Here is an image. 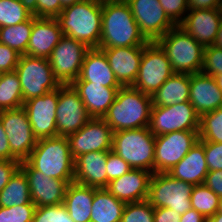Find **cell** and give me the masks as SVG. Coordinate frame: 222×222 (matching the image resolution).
Instances as JSON below:
<instances>
[{
	"mask_svg": "<svg viewBox=\"0 0 222 222\" xmlns=\"http://www.w3.org/2000/svg\"><path fill=\"white\" fill-rule=\"evenodd\" d=\"M148 42L125 0L102 4V31L98 48L145 46Z\"/></svg>",
	"mask_w": 222,
	"mask_h": 222,
	"instance_id": "6da1fadb",
	"label": "cell"
},
{
	"mask_svg": "<svg viewBox=\"0 0 222 222\" xmlns=\"http://www.w3.org/2000/svg\"><path fill=\"white\" fill-rule=\"evenodd\" d=\"M152 109L150 95L133 86H121L103 120L113 132L149 127Z\"/></svg>",
	"mask_w": 222,
	"mask_h": 222,
	"instance_id": "7a4b0ae2",
	"label": "cell"
},
{
	"mask_svg": "<svg viewBox=\"0 0 222 222\" xmlns=\"http://www.w3.org/2000/svg\"><path fill=\"white\" fill-rule=\"evenodd\" d=\"M63 35L98 48L102 31V4L85 0L62 9L56 17Z\"/></svg>",
	"mask_w": 222,
	"mask_h": 222,
	"instance_id": "3957f363",
	"label": "cell"
},
{
	"mask_svg": "<svg viewBox=\"0 0 222 222\" xmlns=\"http://www.w3.org/2000/svg\"><path fill=\"white\" fill-rule=\"evenodd\" d=\"M26 161L47 177L74 181L75 160L67 137L38 139Z\"/></svg>",
	"mask_w": 222,
	"mask_h": 222,
	"instance_id": "277c9868",
	"label": "cell"
},
{
	"mask_svg": "<svg viewBox=\"0 0 222 222\" xmlns=\"http://www.w3.org/2000/svg\"><path fill=\"white\" fill-rule=\"evenodd\" d=\"M165 51L174 73H200L203 68L205 47L179 25L156 41Z\"/></svg>",
	"mask_w": 222,
	"mask_h": 222,
	"instance_id": "5b68a950",
	"label": "cell"
},
{
	"mask_svg": "<svg viewBox=\"0 0 222 222\" xmlns=\"http://www.w3.org/2000/svg\"><path fill=\"white\" fill-rule=\"evenodd\" d=\"M112 151L132 169L154 173L155 136L149 127L113 132Z\"/></svg>",
	"mask_w": 222,
	"mask_h": 222,
	"instance_id": "8992f818",
	"label": "cell"
},
{
	"mask_svg": "<svg viewBox=\"0 0 222 222\" xmlns=\"http://www.w3.org/2000/svg\"><path fill=\"white\" fill-rule=\"evenodd\" d=\"M21 83L23 102L42 96L61 86L54 77L48 58L20 56L15 69Z\"/></svg>",
	"mask_w": 222,
	"mask_h": 222,
	"instance_id": "52a82bcc",
	"label": "cell"
},
{
	"mask_svg": "<svg viewBox=\"0 0 222 222\" xmlns=\"http://www.w3.org/2000/svg\"><path fill=\"white\" fill-rule=\"evenodd\" d=\"M193 185L172 177L168 173H153L149 183L147 201L154 207H167L180 215L191 209Z\"/></svg>",
	"mask_w": 222,
	"mask_h": 222,
	"instance_id": "ba28073f",
	"label": "cell"
},
{
	"mask_svg": "<svg viewBox=\"0 0 222 222\" xmlns=\"http://www.w3.org/2000/svg\"><path fill=\"white\" fill-rule=\"evenodd\" d=\"M173 74L165 51L156 41L148 42L143 48L138 76L133 87L152 96Z\"/></svg>",
	"mask_w": 222,
	"mask_h": 222,
	"instance_id": "9c48e42d",
	"label": "cell"
},
{
	"mask_svg": "<svg viewBox=\"0 0 222 222\" xmlns=\"http://www.w3.org/2000/svg\"><path fill=\"white\" fill-rule=\"evenodd\" d=\"M200 116L189 101L151 109L149 129L154 136L174 131H199Z\"/></svg>",
	"mask_w": 222,
	"mask_h": 222,
	"instance_id": "30bf717a",
	"label": "cell"
},
{
	"mask_svg": "<svg viewBox=\"0 0 222 222\" xmlns=\"http://www.w3.org/2000/svg\"><path fill=\"white\" fill-rule=\"evenodd\" d=\"M89 49L74 38L65 35L61 37L48 58L53 75L61 85L72 84L79 77L85 54Z\"/></svg>",
	"mask_w": 222,
	"mask_h": 222,
	"instance_id": "8fae6325",
	"label": "cell"
},
{
	"mask_svg": "<svg viewBox=\"0 0 222 222\" xmlns=\"http://www.w3.org/2000/svg\"><path fill=\"white\" fill-rule=\"evenodd\" d=\"M199 140V131H174L155 136L154 173H167Z\"/></svg>",
	"mask_w": 222,
	"mask_h": 222,
	"instance_id": "7c38bea8",
	"label": "cell"
},
{
	"mask_svg": "<svg viewBox=\"0 0 222 222\" xmlns=\"http://www.w3.org/2000/svg\"><path fill=\"white\" fill-rule=\"evenodd\" d=\"M0 121L7 134L11 153L20 161L26 160L34 149L37 138L23 107L0 111Z\"/></svg>",
	"mask_w": 222,
	"mask_h": 222,
	"instance_id": "4fadbf2b",
	"label": "cell"
},
{
	"mask_svg": "<svg viewBox=\"0 0 222 222\" xmlns=\"http://www.w3.org/2000/svg\"><path fill=\"white\" fill-rule=\"evenodd\" d=\"M92 117L71 84L59 87L56 107L57 136L68 137L79 131Z\"/></svg>",
	"mask_w": 222,
	"mask_h": 222,
	"instance_id": "5bb4252c",
	"label": "cell"
},
{
	"mask_svg": "<svg viewBox=\"0 0 222 222\" xmlns=\"http://www.w3.org/2000/svg\"><path fill=\"white\" fill-rule=\"evenodd\" d=\"M140 32L149 42L157 41L176 25L168 18L158 0H125Z\"/></svg>",
	"mask_w": 222,
	"mask_h": 222,
	"instance_id": "9a60e30c",
	"label": "cell"
},
{
	"mask_svg": "<svg viewBox=\"0 0 222 222\" xmlns=\"http://www.w3.org/2000/svg\"><path fill=\"white\" fill-rule=\"evenodd\" d=\"M67 138L74 160L84 153L112 150L113 131L102 118H91L79 131Z\"/></svg>",
	"mask_w": 222,
	"mask_h": 222,
	"instance_id": "2e32d148",
	"label": "cell"
},
{
	"mask_svg": "<svg viewBox=\"0 0 222 222\" xmlns=\"http://www.w3.org/2000/svg\"><path fill=\"white\" fill-rule=\"evenodd\" d=\"M59 88L23 103L34 136L37 139L57 136L56 107Z\"/></svg>",
	"mask_w": 222,
	"mask_h": 222,
	"instance_id": "e0dca14e",
	"label": "cell"
},
{
	"mask_svg": "<svg viewBox=\"0 0 222 222\" xmlns=\"http://www.w3.org/2000/svg\"><path fill=\"white\" fill-rule=\"evenodd\" d=\"M20 169L27 177L31 201L36 207L63 203L66 189L73 181L47 177L34 169L26 160L20 163Z\"/></svg>",
	"mask_w": 222,
	"mask_h": 222,
	"instance_id": "ac0fdd59",
	"label": "cell"
},
{
	"mask_svg": "<svg viewBox=\"0 0 222 222\" xmlns=\"http://www.w3.org/2000/svg\"><path fill=\"white\" fill-rule=\"evenodd\" d=\"M144 46L101 49L121 86H133L138 76Z\"/></svg>",
	"mask_w": 222,
	"mask_h": 222,
	"instance_id": "d6986e66",
	"label": "cell"
},
{
	"mask_svg": "<svg viewBox=\"0 0 222 222\" xmlns=\"http://www.w3.org/2000/svg\"><path fill=\"white\" fill-rule=\"evenodd\" d=\"M221 19L220 8L189 10L179 26L197 42L207 47L214 44Z\"/></svg>",
	"mask_w": 222,
	"mask_h": 222,
	"instance_id": "ffe728a7",
	"label": "cell"
},
{
	"mask_svg": "<svg viewBox=\"0 0 222 222\" xmlns=\"http://www.w3.org/2000/svg\"><path fill=\"white\" fill-rule=\"evenodd\" d=\"M63 36L56 18H37L33 15L31 36L26 55L49 58Z\"/></svg>",
	"mask_w": 222,
	"mask_h": 222,
	"instance_id": "44dd1931",
	"label": "cell"
},
{
	"mask_svg": "<svg viewBox=\"0 0 222 222\" xmlns=\"http://www.w3.org/2000/svg\"><path fill=\"white\" fill-rule=\"evenodd\" d=\"M152 174V172L143 169H132L109 182L105 188L125 203L147 200Z\"/></svg>",
	"mask_w": 222,
	"mask_h": 222,
	"instance_id": "7402d4cb",
	"label": "cell"
},
{
	"mask_svg": "<svg viewBox=\"0 0 222 222\" xmlns=\"http://www.w3.org/2000/svg\"><path fill=\"white\" fill-rule=\"evenodd\" d=\"M189 102L200 117L222 107V92L213 76L202 72L190 75Z\"/></svg>",
	"mask_w": 222,
	"mask_h": 222,
	"instance_id": "603a6c76",
	"label": "cell"
},
{
	"mask_svg": "<svg viewBox=\"0 0 222 222\" xmlns=\"http://www.w3.org/2000/svg\"><path fill=\"white\" fill-rule=\"evenodd\" d=\"M109 151L81 154L75 159L74 182L85 186L105 188L107 186L106 161Z\"/></svg>",
	"mask_w": 222,
	"mask_h": 222,
	"instance_id": "cb8c5ba5",
	"label": "cell"
},
{
	"mask_svg": "<svg viewBox=\"0 0 222 222\" xmlns=\"http://www.w3.org/2000/svg\"><path fill=\"white\" fill-rule=\"evenodd\" d=\"M74 82H92L104 87H121L105 53L99 48H90L86 52L80 75Z\"/></svg>",
	"mask_w": 222,
	"mask_h": 222,
	"instance_id": "d4e9b609",
	"label": "cell"
},
{
	"mask_svg": "<svg viewBox=\"0 0 222 222\" xmlns=\"http://www.w3.org/2000/svg\"><path fill=\"white\" fill-rule=\"evenodd\" d=\"M73 88L79 93L88 114L92 118H103L115 100L120 87H104L92 82H73Z\"/></svg>",
	"mask_w": 222,
	"mask_h": 222,
	"instance_id": "484cf974",
	"label": "cell"
},
{
	"mask_svg": "<svg viewBox=\"0 0 222 222\" xmlns=\"http://www.w3.org/2000/svg\"><path fill=\"white\" fill-rule=\"evenodd\" d=\"M208 171L204 145L198 140L187 155L167 173L195 186L204 183Z\"/></svg>",
	"mask_w": 222,
	"mask_h": 222,
	"instance_id": "4316f807",
	"label": "cell"
},
{
	"mask_svg": "<svg viewBox=\"0 0 222 222\" xmlns=\"http://www.w3.org/2000/svg\"><path fill=\"white\" fill-rule=\"evenodd\" d=\"M94 187L77 182L69 183L63 204L75 222H90Z\"/></svg>",
	"mask_w": 222,
	"mask_h": 222,
	"instance_id": "83f0119b",
	"label": "cell"
},
{
	"mask_svg": "<svg viewBox=\"0 0 222 222\" xmlns=\"http://www.w3.org/2000/svg\"><path fill=\"white\" fill-rule=\"evenodd\" d=\"M190 74L174 73L151 96L152 107L168 106L189 101Z\"/></svg>",
	"mask_w": 222,
	"mask_h": 222,
	"instance_id": "f1b7e54d",
	"label": "cell"
},
{
	"mask_svg": "<svg viewBox=\"0 0 222 222\" xmlns=\"http://www.w3.org/2000/svg\"><path fill=\"white\" fill-rule=\"evenodd\" d=\"M125 205L106 188L94 187L90 222H120Z\"/></svg>",
	"mask_w": 222,
	"mask_h": 222,
	"instance_id": "f546056e",
	"label": "cell"
},
{
	"mask_svg": "<svg viewBox=\"0 0 222 222\" xmlns=\"http://www.w3.org/2000/svg\"><path fill=\"white\" fill-rule=\"evenodd\" d=\"M34 204L25 173L19 168L8 184L0 191V207Z\"/></svg>",
	"mask_w": 222,
	"mask_h": 222,
	"instance_id": "4dcf8cb0",
	"label": "cell"
},
{
	"mask_svg": "<svg viewBox=\"0 0 222 222\" xmlns=\"http://www.w3.org/2000/svg\"><path fill=\"white\" fill-rule=\"evenodd\" d=\"M21 83L15 70L0 76V111L23 107Z\"/></svg>",
	"mask_w": 222,
	"mask_h": 222,
	"instance_id": "1f68e13d",
	"label": "cell"
},
{
	"mask_svg": "<svg viewBox=\"0 0 222 222\" xmlns=\"http://www.w3.org/2000/svg\"><path fill=\"white\" fill-rule=\"evenodd\" d=\"M33 25V15L26 21L14 26L0 27V43L15 49L23 55L27 51Z\"/></svg>",
	"mask_w": 222,
	"mask_h": 222,
	"instance_id": "d6a6232c",
	"label": "cell"
},
{
	"mask_svg": "<svg viewBox=\"0 0 222 222\" xmlns=\"http://www.w3.org/2000/svg\"><path fill=\"white\" fill-rule=\"evenodd\" d=\"M32 12L27 0H0V27L14 26L28 20Z\"/></svg>",
	"mask_w": 222,
	"mask_h": 222,
	"instance_id": "836d02e7",
	"label": "cell"
},
{
	"mask_svg": "<svg viewBox=\"0 0 222 222\" xmlns=\"http://www.w3.org/2000/svg\"><path fill=\"white\" fill-rule=\"evenodd\" d=\"M219 199L220 197L204 183L195 185L192 188L191 207L206 218L213 216L217 212Z\"/></svg>",
	"mask_w": 222,
	"mask_h": 222,
	"instance_id": "e575fe53",
	"label": "cell"
},
{
	"mask_svg": "<svg viewBox=\"0 0 222 222\" xmlns=\"http://www.w3.org/2000/svg\"><path fill=\"white\" fill-rule=\"evenodd\" d=\"M199 139L222 143V107L200 117Z\"/></svg>",
	"mask_w": 222,
	"mask_h": 222,
	"instance_id": "d590c367",
	"label": "cell"
},
{
	"mask_svg": "<svg viewBox=\"0 0 222 222\" xmlns=\"http://www.w3.org/2000/svg\"><path fill=\"white\" fill-rule=\"evenodd\" d=\"M120 222H154V207L147 200L126 203Z\"/></svg>",
	"mask_w": 222,
	"mask_h": 222,
	"instance_id": "8d00e7d4",
	"label": "cell"
},
{
	"mask_svg": "<svg viewBox=\"0 0 222 222\" xmlns=\"http://www.w3.org/2000/svg\"><path fill=\"white\" fill-rule=\"evenodd\" d=\"M32 222H75L64 204L36 207Z\"/></svg>",
	"mask_w": 222,
	"mask_h": 222,
	"instance_id": "74e56055",
	"label": "cell"
},
{
	"mask_svg": "<svg viewBox=\"0 0 222 222\" xmlns=\"http://www.w3.org/2000/svg\"><path fill=\"white\" fill-rule=\"evenodd\" d=\"M35 204L0 207V222H32Z\"/></svg>",
	"mask_w": 222,
	"mask_h": 222,
	"instance_id": "f35d334b",
	"label": "cell"
},
{
	"mask_svg": "<svg viewBox=\"0 0 222 222\" xmlns=\"http://www.w3.org/2000/svg\"><path fill=\"white\" fill-rule=\"evenodd\" d=\"M201 72L208 76L222 75V48L215 45L205 47Z\"/></svg>",
	"mask_w": 222,
	"mask_h": 222,
	"instance_id": "ab89813d",
	"label": "cell"
},
{
	"mask_svg": "<svg viewBox=\"0 0 222 222\" xmlns=\"http://www.w3.org/2000/svg\"><path fill=\"white\" fill-rule=\"evenodd\" d=\"M32 15L37 18H56L62 11L60 0H28Z\"/></svg>",
	"mask_w": 222,
	"mask_h": 222,
	"instance_id": "60d3db41",
	"label": "cell"
},
{
	"mask_svg": "<svg viewBox=\"0 0 222 222\" xmlns=\"http://www.w3.org/2000/svg\"><path fill=\"white\" fill-rule=\"evenodd\" d=\"M168 18L177 26L180 25L186 12L189 11L187 0H158Z\"/></svg>",
	"mask_w": 222,
	"mask_h": 222,
	"instance_id": "b9f144b4",
	"label": "cell"
},
{
	"mask_svg": "<svg viewBox=\"0 0 222 222\" xmlns=\"http://www.w3.org/2000/svg\"><path fill=\"white\" fill-rule=\"evenodd\" d=\"M106 170L108 185L109 182L128 173L130 170H132V168L125 160L111 150L107 155Z\"/></svg>",
	"mask_w": 222,
	"mask_h": 222,
	"instance_id": "7bdbcfd3",
	"label": "cell"
},
{
	"mask_svg": "<svg viewBox=\"0 0 222 222\" xmlns=\"http://www.w3.org/2000/svg\"><path fill=\"white\" fill-rule=\"evenodd\" d=\"M199 141L204 145L205 158L209 171L222 170V143Z\"/></svg>",
	"mask_w": 222,
	"mask_h": 222,
	"instance_id": "ee69618b",
	"label": "cell"
},
{
	"mask_svg": "<svg viewBox=\"0 0 222 222\" xmlns=\"http://www.w3.org/2000/svg\"><path fill=\"white\" fill-rule=\"evenodd\" d=\"M21 54L15 49L0 43V72H11L16 69Z\"/></svg>",
	"mask_w": 222,
	"mask_h": 222,
	"instance_id": "f6af8a7d",
	"label": "cell"
},
{
	"mask_svg": "<svg viewBox=\"0 0 222 222\" xmlns=\"http://www.w3.org/2000/svg\"><path fill=\"white\" fill-rule=\"evenodd\" d=\"M20 163L19 160H0V191L20 168Z\"/></svg>",
	"mask_w": 222,
	"mask_h": 222,
	"instance_id": "bcb514c9",
	"label": "cell"
},
{
	"mask_svg": "<svg viewBox=\"0 0 222 222\" xmlns=\"http://www.w3.org/2000/svg\"><path fill=\"white\" fill-rule=\"evenodd\" d=\"M204 184L221 198L222 197V170L208 171Z\"/></svg>",
	"mask_w": 222,
	"mask_h": 222,
	"instance_id": "7dc6e473",
	"label": "cell"
},
{
	"mask_svg": "<svg viewBox=\"0 0 222 222\" xmlns=\"http://www.w3.org/2000/svg\"><path fill=\"white\" fill-rule=\"evenodd\" d=\"M180 214L167 207L154 208V222H179Z\"/></svg>",
	"mask_w": 222,
	"mask_h": 222,
	"instance_id": "c3c4849f",
	"label": "cell"
},
{
	"mask_svg": "<svg viewBox=\"0 0 222 222\" xmlns=\"http://www.w3.org/2000/svg\"><path fill=\"white\" fill-rule=\"evenodd\" d=\"M0 160H18L10 151L7 134L0 121Z\"/></svg>",
	"mask_w": 222,
	"mask_h": 222,
	"instance_id": "681fc988",
	"label": "cell"
},
{
	"mask_svg": "<svg viewBox=\"0 0 222 222\" xmlns=\"http://www.w3.org/2000/svg\"><path fill=\"white\" fill-rule=\"evenodd\" d=\"M189 10L217 9L221 7L222 0H187Z\"/></svg>",
	"mask_w": 222,
	"mask_h": 222,
	"instance_id": "f907efd6",
	"label": "cell"
},
{
	"mask_svg": "<svg viewBox=\"0 0 222 222\" xmlns=\"http://www.w3.org/2000/svg\"><path fill=\"white\" fill-rule=\"evenodd\" d=\"M179 222H207V218L191 208L180 216Z\"/></svg>",
	"mask_w": 222,
	"mask_h": 222,
	"instance_id": "816d5d0a",
	"label": "cell"
},
{
	"mask_svg": "<svg viewBox=\"0 0 222 222\" xmlns=\"http://www.w3.org/2000/svg\"><path fill=\"white\" fill-rule=\"evenodd\" d=\"M213 45L219 48H222V19H221L220 27L218 29V33H217V36Z\"/></svg>",
	"mask_w": 222,
	"mask_h": 222,
	"instance_id": "f5cc1de1",
	"label": "cell"
},
{
	"mask_svg": "<svg viewBox=\"0 0 222 222\" xmlns=\"http://www.w3.org/2000/svg\"><path fill=\"white\" fill-rule=\"evenodd\" d=\"M207 222H222V213H215L213 216L207 218Z\"/></svg>",
	"mask_w": 222,
	"mask_h": 222,
	"instance_id": "db71d44e",
	"label": "cell"
},
{
	"mask_svg": "<svg viewBox=\"0 0 222 222\" xmlns=\"http://www.w3.org/2000/svg\"><path fill=\"white\" fill-rule=\"evenodd\" d=\"M82 1H85V0H60L63 8L73 5V4H76V3H79V2H82Z\"/></svg>",
	"mask_w": 222,
	"mask_h": 222,
	"instance_id": "11a10c76",
	"label": "cell"
},
{
	"mask_svg": "<svg viewBox=\"0 0 222 222\" xmlns=\"http://www.w3.org/2000/svg\"><path fill=\"white\" fill-rule=\"evenodd\" d=\"M213 77H214V79L216 81V84H217L218 88L222 92V75H214Z\"/></svg>",
	"mask_w": 222,
	"mask_h": 222,
	"instance_id": "9f6ffc18",
	"label": "cell"
},
{
	"mask_svg": "<svg viewBox=\"0 0 222 222\" xmlns=\"http://www.w3.org/2000/svg\"><path fill=\"white\" fill-rule=\"evenodd\" d=\"M97 1L98 3H108V2H119V1H124V0H94Z\"/></svg>",
	"mask_w": 222,
	"mask_h": 222,
	"instance_id": "6f0895ef",
	"label": "cell"
},
{
	"mask_svg": "<svg viewBox=\"0 0 222 222\" xmlns=\"http://www.w3.org/2000/svg\"><path fill=\"white\" fill-rule=\"evenodd\" d=\"M216 213H222V197L219 199L218 209Z\"/></svg>",
	"mask_w": 222,
	"mask_h": 222,
	"instance_id": "680465c9",
	"label": "cell"
}]
</instances>
